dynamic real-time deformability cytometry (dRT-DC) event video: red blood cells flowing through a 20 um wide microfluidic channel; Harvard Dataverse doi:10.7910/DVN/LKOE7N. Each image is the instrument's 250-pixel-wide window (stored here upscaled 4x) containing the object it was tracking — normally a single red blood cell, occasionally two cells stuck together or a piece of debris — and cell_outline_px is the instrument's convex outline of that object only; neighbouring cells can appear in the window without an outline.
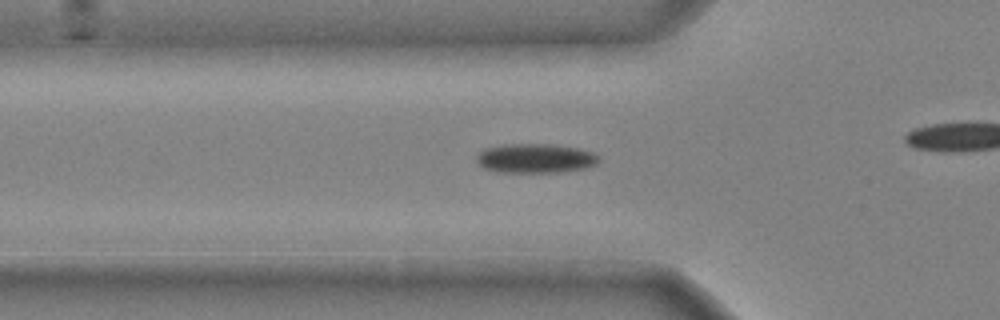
{"species": "common noctule bat (a hibernating species)", "species_latin": "Nyctalus noctula", "temperature_condition": "cold", "stored_images_in_passage": 26, "camera_frame_rate_fps": 3000, "um_per_image_px": 0.085, "animal": {"sex": "male", "body_mass_g": 20.4}, "frame": {"image": 1, "passage_image": 2, "time_ms": 0.333, "image_size_px": [1000, 320], "cell_outline_px": [[600, 160], [596, 164], [584, 168], [560, 172], [496, 172], [480, 168], [476, 160], [476, 156], [484, 148], [504, 144], [548, 144], [580, 148], [592, 152], [600, 156]], "centroid_in_image_um": [45.47, 13.46], "position_along_channel_um": 80.3, "area_um2": 21.15}}
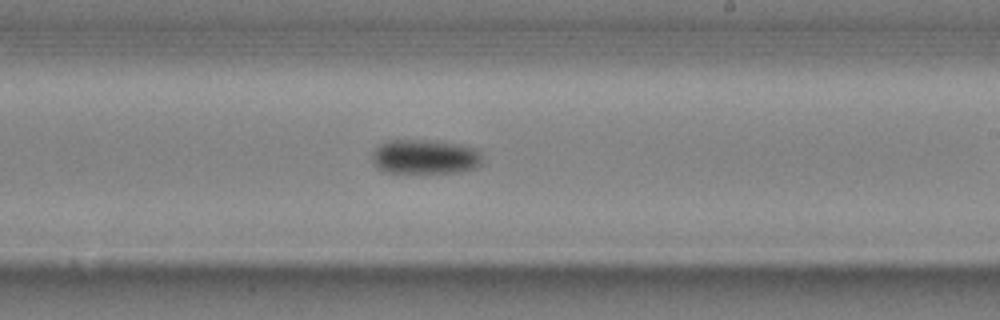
{"frame": {"image": 2, "passage_image": 15, "time_ms": 4.667, "image_size_px": [1000, 320], "cell_outline_px": [[484, 164], [476, 168], [460, 172], [384, 172], [376, 168], [372, 160], [372, 152], [384, 140], [436, 140], [460, 144], [480, 148], [484, 156]], "centroid_in_image_um": [36.2, 13.31], "position_along_channel_um": 252.8, "area_um2": 22.89}}
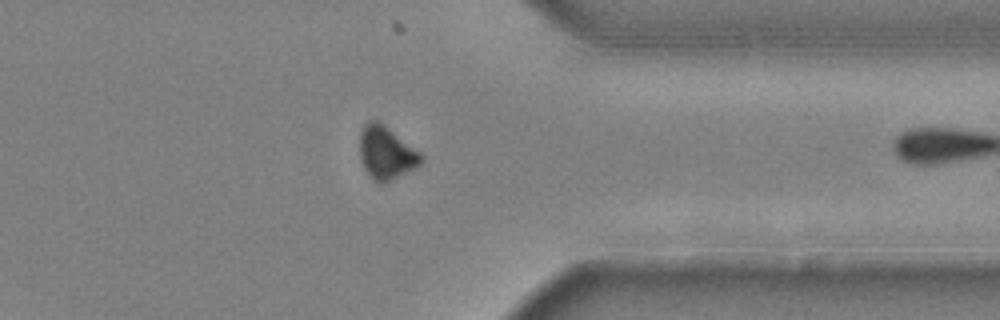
{"frame": {"image": 3, "passage_image": 25, "time_ms": 8.0, "image_size_px": [1000, 320], "cell_outline_px": [[424, 160], [416, 168], [380, 184], [368, 176], [364, 168], [360, 156], [360, 132], [364, 124], [368, 120], [380, 120], [420, 152], [424, 156]], "centroid_in_image_um": [32.83, 12.96], "position_along_channel_um": 378.6, "area_um2": 19.13}}